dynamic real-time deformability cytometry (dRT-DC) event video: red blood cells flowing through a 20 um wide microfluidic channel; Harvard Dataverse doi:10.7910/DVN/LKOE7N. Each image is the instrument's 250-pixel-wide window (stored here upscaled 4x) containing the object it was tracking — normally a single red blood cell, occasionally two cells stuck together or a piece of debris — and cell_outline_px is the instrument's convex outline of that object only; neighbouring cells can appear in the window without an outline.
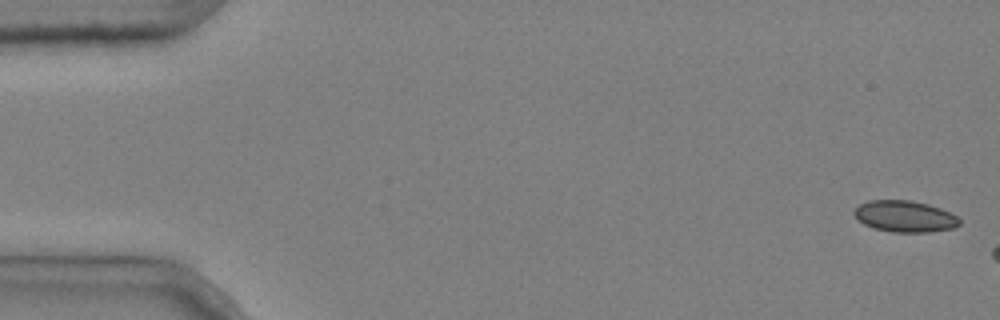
{"species": "common noctule bat (a hibernating species)", "species_latin": "Nyctalus noctula", "temperature_condition": "cold", "stored_images_in_passage": 3, "camera_frame_rate_fps": 3000, "um_per_image_px": 0.085, "animal": {"sex": "male", "body_mass_g": 20.4}, "frame": {"image": 1, "passage_image": 1, "time_ms": 0.0, "image_size_px": [1000, 320], "cell_outline_px": [[960, 224], [952, 228], [928, 232], [892, 232], [876, 228], [864, 224], [852, 212], [860, 204], [868, 200], [912, 200], [928, 204], [940, 208], [956, 216], [960, 220]], "centroid_in_image_um": [76.91, 18.38], "position_along_channel_um": 8.1, "area_um2": 19.07}}